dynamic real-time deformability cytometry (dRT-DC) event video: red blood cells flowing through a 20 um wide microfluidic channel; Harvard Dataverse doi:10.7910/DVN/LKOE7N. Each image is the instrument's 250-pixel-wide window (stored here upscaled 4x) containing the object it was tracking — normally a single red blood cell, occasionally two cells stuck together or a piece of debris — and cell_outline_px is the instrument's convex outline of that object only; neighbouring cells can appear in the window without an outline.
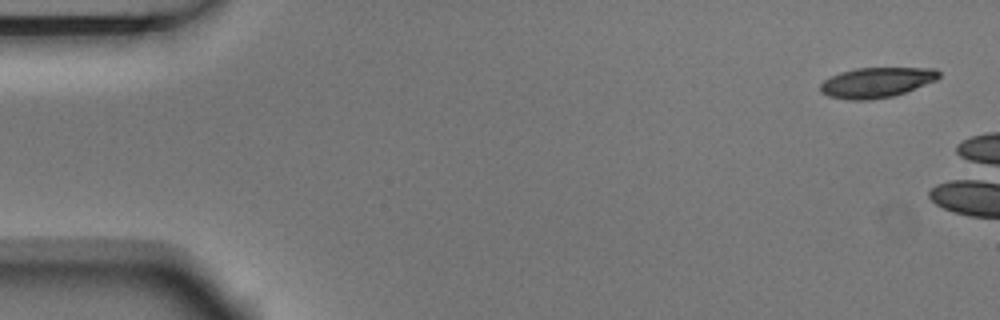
{"species": "Egyptian fruit bat (a non-hibernating species)", "species_latin": "Rousettus aegyptiacus", "temperature_condition": "room temperature", "stored_images_in_passage": 4, "camera_frame_rate_fps": 3000, "um_per_image_px": 0.085, "animal": {"sex": "male"}, "frame": {"image": 1, "passage_image": 1, "time_ms": 0.0, "image_size_px": [1000, 320], "cell_outline_px": [[940, 76], [936, 80], [904, 92], [892, 96], [872, 100], [848, 100], [828, 96], [820, 92], [820, 84], [824, 80], [840, 72], [856, 68], [936, 68], [940, 72]], "centroid_in_image_um": [74.48, 7.01], "position_along_channel_um": 10.5, "area_um2": 20.81}}